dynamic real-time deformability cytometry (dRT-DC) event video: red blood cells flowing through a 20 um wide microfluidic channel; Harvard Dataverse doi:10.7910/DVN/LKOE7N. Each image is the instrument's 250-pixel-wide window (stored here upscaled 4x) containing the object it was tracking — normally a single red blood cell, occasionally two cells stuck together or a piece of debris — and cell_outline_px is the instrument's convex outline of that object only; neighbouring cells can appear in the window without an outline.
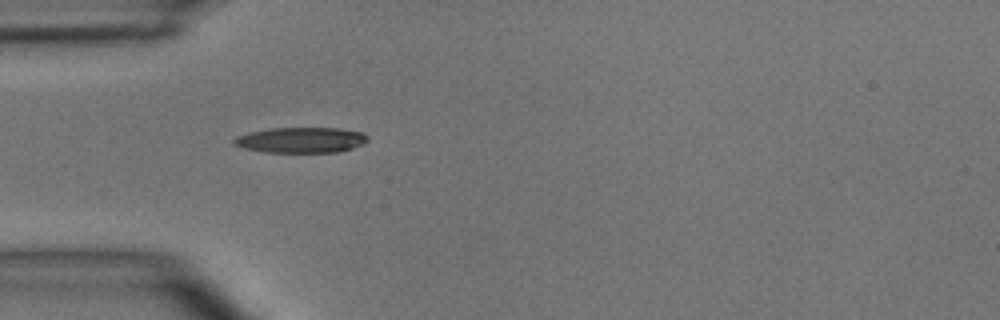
{"species": "common noctule bat (a hibernating species)", "species_latin": "Nyctalus noctula", "temperature_condition": "room temperature", "stored_images_in_passage": 36, "camera_frame_rate_fps": 3000, "um_per_image_px": 0.085, "animal": {"sex": "male", "body_mass_g": 15.6}, "frame": {"image": 1, "passage_image": 1, "time_ms": 0.0, "image_size_px": [1000, 320], "cell_outline_px": [[368, 140], [364, 144], [352, 148], [336, 152], [264, 152], [244, 148], [232, 144], [232, 140], [236, 136], [248, 132], [268, 128], [336, 128], [364, 132], [368, 136]], "centroid_in_image_um": [25.57, 11.89], "position_along_channel_um": 59.4, "area_um2": 20.06}}
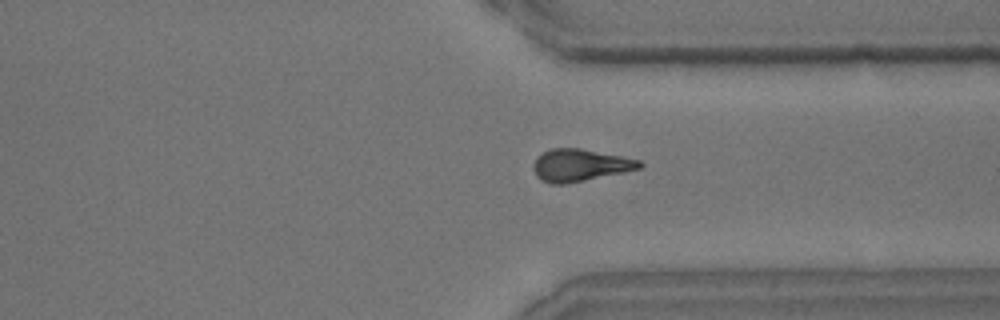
{"frame": {"image": 2, "passage_image": 24, "time_ms": 7.667, "image_size_px": [1000, 320], "cell_outline_px": [[644, 164], [640, 168], [624, 172], [564, 184], [552, 184], [540, 180], [536, 176], [532, 168], [536, 156], [552, 148], [580, 148], [624, 156], [640, 160]], "centroid_in_image_um": [49.29, 14.03], "position_along_channel_um": 362.1, "area_um2": 20.0}}
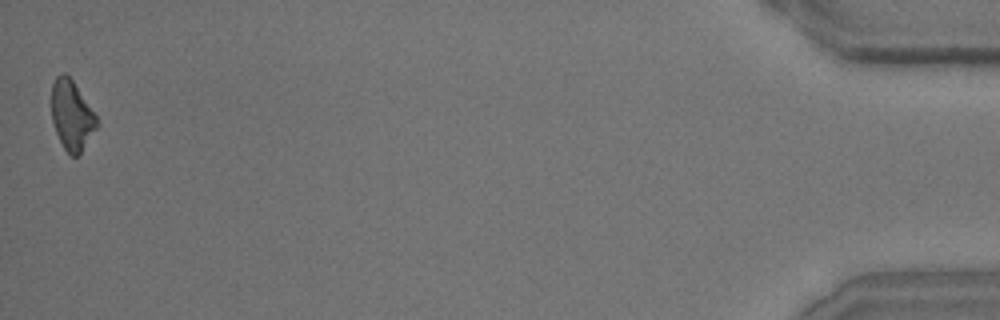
{"frame": {"image": 3, "passage_image": 36, "time_ms": 11.667, "image_size_px": [1000, 320], "cell_outline_px": [[100, 124], [80, 156], [72, 156], [64, 148], [56, 132], [52, 120], [52, 84], [56, 76], [64, 72], [72, 80], [96, 116]], "centroid_in_image_um": [6.12, 9.84], "position_along_channel_um": 429.1, "area_um2": 18.32}, "authors_computed_cell_mechanics": {"area_um2": 19.6231, "velocity_mm_per_s": 3.9791, "shape_relaxation_time_tau1_ms": 5.0435, "shape_relaxation_time_tau2_ms": 2.6214, "deformation_change_tau1": 0.1547, "deformation_change_tau2": 0.1192}}